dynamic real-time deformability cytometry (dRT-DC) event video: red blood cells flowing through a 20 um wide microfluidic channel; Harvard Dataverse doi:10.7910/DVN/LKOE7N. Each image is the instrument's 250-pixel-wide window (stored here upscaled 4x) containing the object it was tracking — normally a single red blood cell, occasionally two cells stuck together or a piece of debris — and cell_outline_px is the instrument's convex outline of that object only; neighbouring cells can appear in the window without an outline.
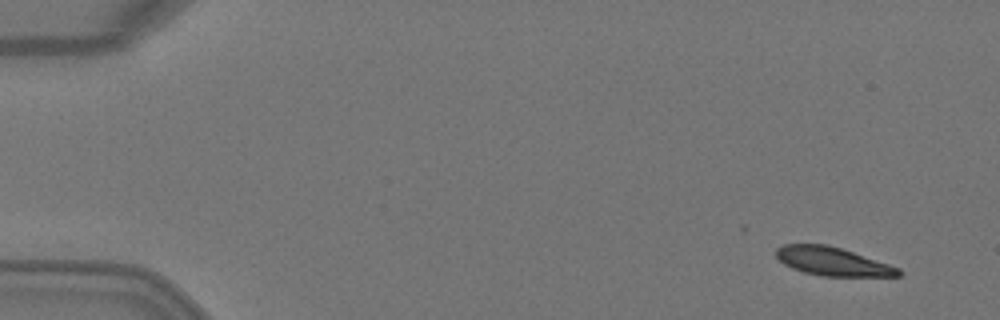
{"species": "Egyptian fruit bat (a non-hibernating species)", "species_latin": "Rousettus aegyptiacus", "temperature_condition": "warm", "stored_images_in_passage": 5, "camera_frame_rate_fps": 3000, "um_per_image_px": 0.085, "animal": {"sex": "female"}, "frame": {"image": 1, "passage_image": 1, "time_ms": 0.0, "image_size_px": [1000, 320], "cell_outline_px": [[904, 272], [900, 276], [820, 276], [804, 272], [792, 268], [784, 264], [776, 256], [776, 248], [784, 244], [828, 244], [900, 268]], "centroid_in_image_um": [70.76, 22.22], "position_along_channel_um": 14.2, "area_um2": 20.17}}
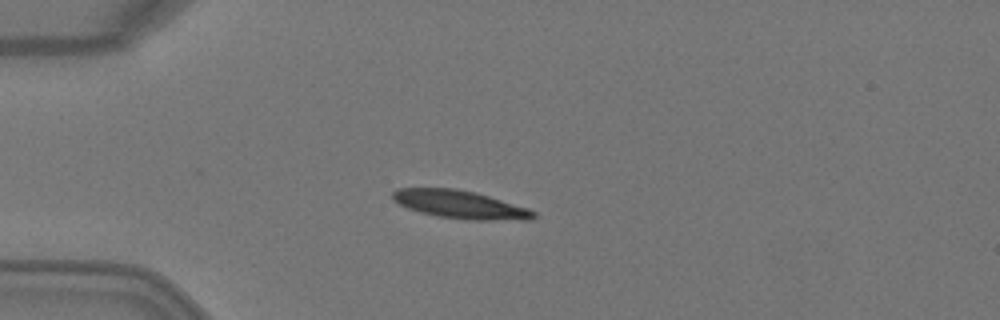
{"frame": {"image": 2, "passage_image": 4, "time_ms": 1.0, "image_size_px": [1000, 320], "cell_outline_px": [[536, 216], [532, 220], [468, 220], [436, 216], [420, 212], [408, 208], [392, 200], [392, 192], [396, 188], [456, 188], [476, 192], [528, 208], [536, 212]], "centroid_in_image_um": [39.12, 17.38], "position_along_channel_um": 45.9, "area_um2": 23.24}}